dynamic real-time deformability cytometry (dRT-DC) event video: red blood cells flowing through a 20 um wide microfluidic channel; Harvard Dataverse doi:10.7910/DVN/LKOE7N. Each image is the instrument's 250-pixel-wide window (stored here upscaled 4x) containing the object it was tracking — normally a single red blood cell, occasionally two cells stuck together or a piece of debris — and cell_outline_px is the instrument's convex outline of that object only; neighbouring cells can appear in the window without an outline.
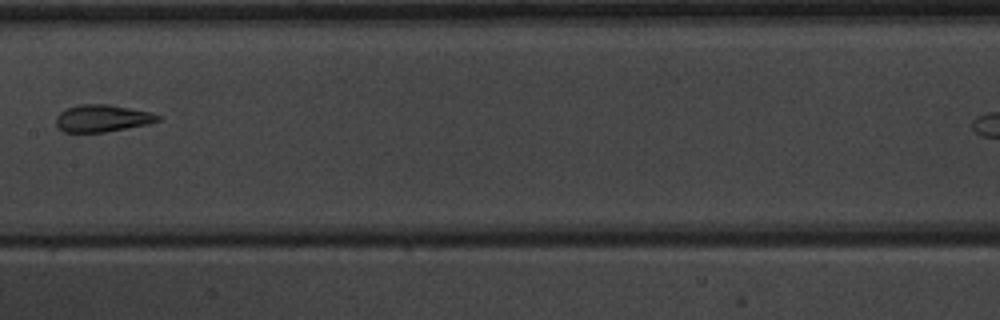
{"species": "common noctule bat (a hibernating species)", "species_latin": "Nyctalus noctula", "temperature_condition": "warm", "stored_images_in_passage": 7, "segment_of_instrument_passage": [1, 2], "camera_frame_rate_fps": 3000, "um_per_image_px": 0.085, "animal": {"sex": "male", "body_mass_g": 20.1, "forearm_length_mm": 53.5}, "frame": {"image": 1, "passage_image": 5, "time_ms": 4.667, "image_size_px": [1000, 320], "cell_outline_px": [[160, 120], [148, 124], [104, 132], [64, 132], [56, 124], [56, 116], [60, 112], [68, 108], [80, 104], [108, 104], [152, 112], [160, 116]], "centroid_in_image_um": [8.7, 10.05], "position_along_channel_um": 198.7, "area_um2": 16.01}}
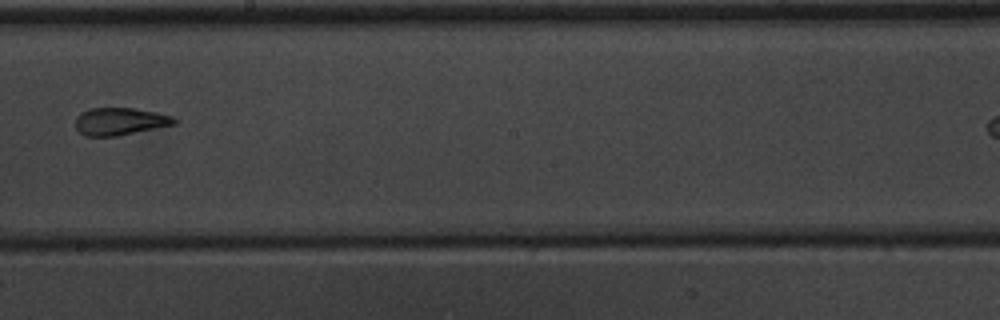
{"frame": {"image": 2, "passage_image": 6, "time_ms": 5.667, "image_size_px": [1000, 320], "cell_outline_px": [[176, 124], [116, 136], [84, 136], [76, 128], [76, 116], [80, 112], [88, 108], [132, 108], [156, 112], [172, 116], [176, 120]], "centroid_in_image_um": [10.16, 10.31], "position_along_channel_um": 238.0, "area_um2": 15.78}}